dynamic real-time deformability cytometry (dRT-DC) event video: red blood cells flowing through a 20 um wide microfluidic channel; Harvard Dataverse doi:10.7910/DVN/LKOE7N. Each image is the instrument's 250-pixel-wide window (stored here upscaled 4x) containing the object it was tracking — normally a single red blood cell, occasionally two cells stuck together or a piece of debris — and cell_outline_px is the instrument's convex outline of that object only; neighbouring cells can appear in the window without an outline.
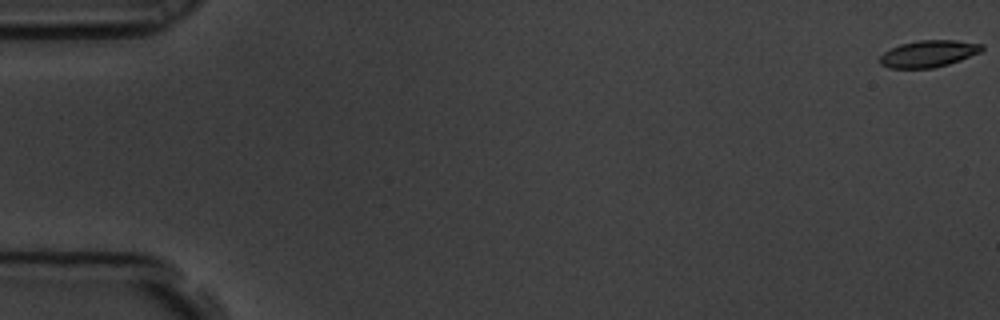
{"species": "common noctule bat (a hibernating species)", "species_latin": "Nyctalus noctula", "temperature_condition": "room temperature", "stored_images_in_passage": 4, "camera_frame_rate_fps": 3000, "um_per_image_px": 0.085, "animal": {"sex": "male", "body_mass_g": 19.5, "forearm_length_mm": 54.6}, "frame": {"image": 1, "passage_image": 1, "time_ms": 0.0, "image_size_px": [1000, 320], "cell_outline_px": [[984, 48], [980, 52], [960, 60], [948, 64], [932, 68], [888, 68], [880, 64], [880, 56], [884, 52], [900, 44], [920, 40], [956, 40], [984, 44]], "centroid_in_image_um": [78.93, 4.56], "position_along_channel_um": 6.1, "area_um2": 15.9}}